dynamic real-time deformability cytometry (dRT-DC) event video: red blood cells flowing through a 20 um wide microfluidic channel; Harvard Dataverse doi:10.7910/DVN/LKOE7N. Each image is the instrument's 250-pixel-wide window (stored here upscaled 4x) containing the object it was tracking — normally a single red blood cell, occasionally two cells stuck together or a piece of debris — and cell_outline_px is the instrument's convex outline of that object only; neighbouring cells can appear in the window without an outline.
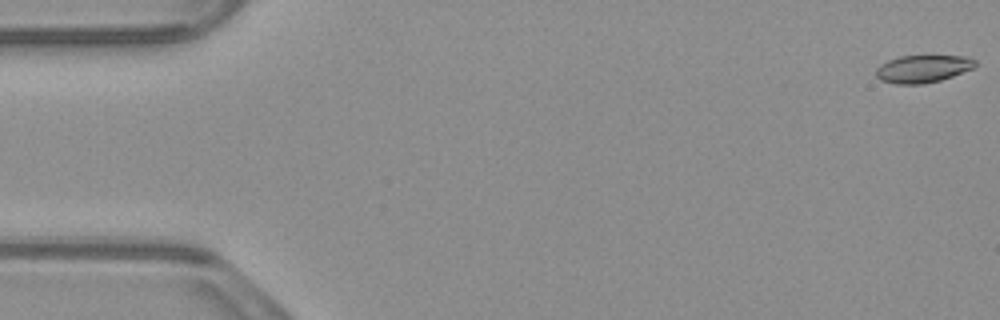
{"species": "common noctule bat (a hibernating species)", "species_latin": "Nyctalus noctula", "temperature_condition": "warm", "stored_images_in_passage": 54, "camera_frame_rate_fps": 3000, "um_per_image_px": 0.085, "animal": {"sex": "male", "body_mass_g": 23.1, "forearm_length_mm": 52.7}, "frame": {"image": 1, "passage_image": 1, "time_ms": 0.0, "image_size_px": [1000, 320], "cell_outline_px": [[976, 64], [972, 68], [952, 76], [940, 80], [924, 84], [896, 84], [880, 80], [876, 76], [876, 68], [880, 64], [888, 60], [900, 56], [968, 56], [976, 60]], "centroid_in_image_um": [78.41, 5.85], "position_along_channel_um": 6.6, "area_um2": 15.9}}
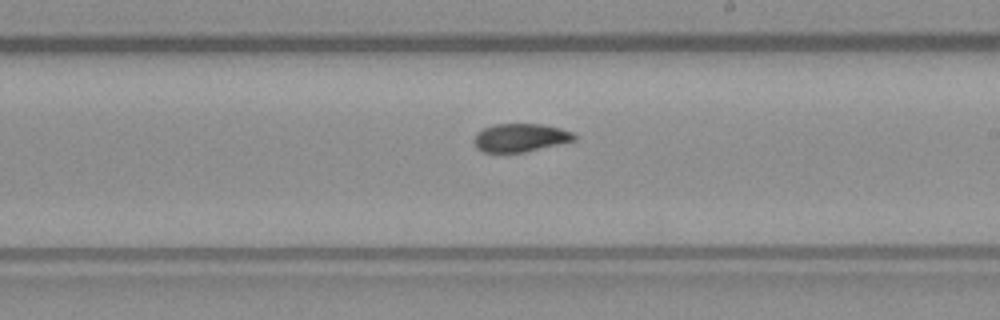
{"frame": {"image": 2, "passage_image": 31, "time_ms": 10.0, "image_size_px": [1000, 320], "cell_outline_px": [[576, 140], [524, 152], [484, 152], [476, 148], [472, 140], [476, 132], [484, 128], [496, 124], [544, 124], [560, 128], [572, 132], [576, 136]], "centroid_in_image_um": [44.2, 11.7], "position_along_channel_um": 244.8, "area_um2": 16.53}}
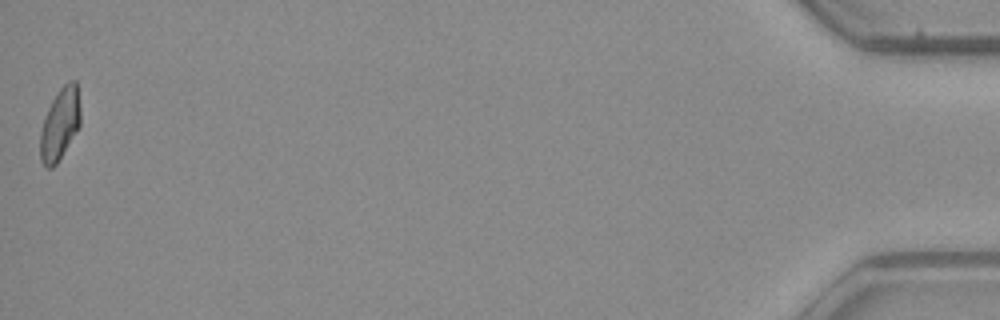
{"frame": {"image": 3, "passage_image": 54, "time_ms": 17.667, "image_size_px": [1000, 320], "cell_outline_px": [[80, 124], [56, 164], [52, 168], [44, 168], [40, 160], [40, 132], [44, 116], [52, 100], [60, 88], [68, 80], [76, 80], [80, 108]], "centroid_in_image_um": [5.07, 10.54], "position_along_channel_um": 430.1, "area_um2": 16.76}, "authors_computed_cell_mechanics": {"area_um2": 16.9643, "velocity_mm_per_s": 3.8305, "shape_relaxation_time_tau1_ms": null, "shape_relaxation_time_tau2_ms": 2.7296, "deformation_change_tau1": null, "deformation_change_tau2": 0.0757}}